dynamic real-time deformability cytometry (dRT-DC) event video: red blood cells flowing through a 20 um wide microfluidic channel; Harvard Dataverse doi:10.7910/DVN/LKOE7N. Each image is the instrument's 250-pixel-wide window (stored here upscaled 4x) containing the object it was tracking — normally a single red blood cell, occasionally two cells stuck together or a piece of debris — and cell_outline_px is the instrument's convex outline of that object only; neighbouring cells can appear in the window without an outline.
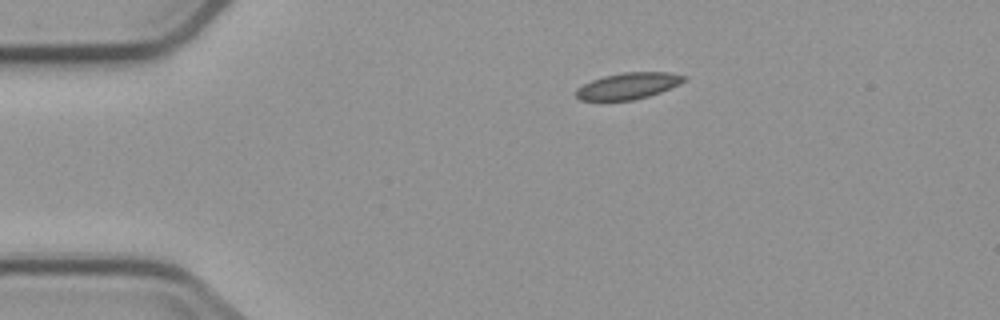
{"species": "common noctule bat (a hibernating species)", "species_latin": "Nyctalus noctula", "temperature_condition": "cold", "stored_images_in_passage": 7, "camera_frame_rate_fps": 3000, "um_per_image_px": 0.085, "animal": {"sex": "male", "body_mass_g": 23.1, "forearm_length_mm": 52.7}, "frame": {"image": 1, "passage_image": 1, "time_ms": 0.0, "image_size_px": [1000, 320], "cell_outline_px": [[688, 80], [680, 84], [660, 92], [648, 96], [632, 100], [580, 100], [576, 96], [576, 88], [592, 80], [604, 76], [624, 72], [672, 72], [688, 76]], "centroid_in_image_um": [53.45, 7.28], "position_along_channel_um": 31.5, "area_um2": 16.65}}
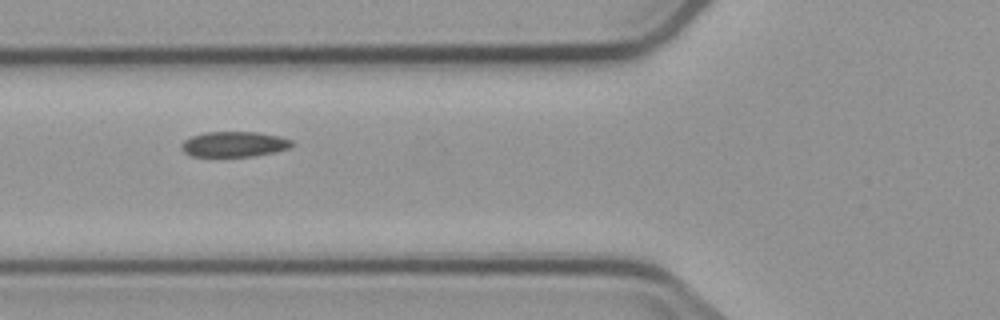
{"frame": {"image": 2, "passage_image": 4, "time_ms": 3.333, "image_size_px": [1000, 320], "cell_outline_px": [[296, 144], [288, 148], [276, 152], [252, 156], [192, 156], [184, 152], [180, 148], [180, 144], [184, 140], [192, 136], [204, 132], [256, 132], [280, 136], [292, 140]], "centroid_in_image_um": [19.91, 12.25], "position_along_channel_um": 105.9, "area_um2": 16.42}}
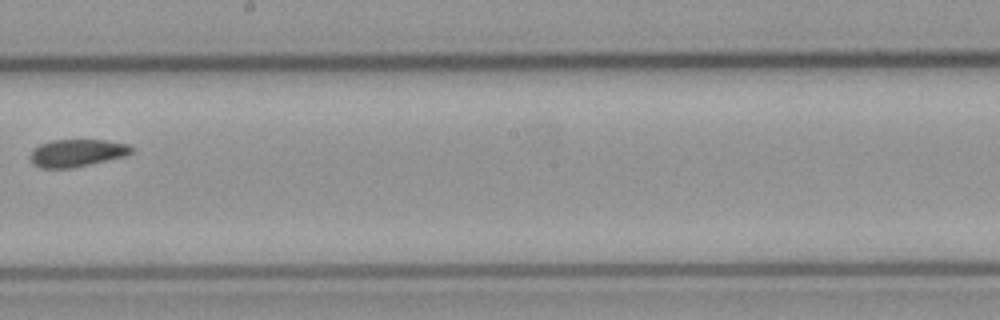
{"frame": {"image": 3, "passage_image": 7, "time_ms": 7.0, "image_size_px": [1000, 320], "cell_outline_px": [[136, 148], [128, 156], [72, 168], [40, 168], [32, 164], [32, 148], [40, 144], [52, 140], [104, 140], [128, 144]], "centroid_in_image_um": [6.59, 13.0], "position_along_channel_um": 241.6, "area_um2": 16.36}}